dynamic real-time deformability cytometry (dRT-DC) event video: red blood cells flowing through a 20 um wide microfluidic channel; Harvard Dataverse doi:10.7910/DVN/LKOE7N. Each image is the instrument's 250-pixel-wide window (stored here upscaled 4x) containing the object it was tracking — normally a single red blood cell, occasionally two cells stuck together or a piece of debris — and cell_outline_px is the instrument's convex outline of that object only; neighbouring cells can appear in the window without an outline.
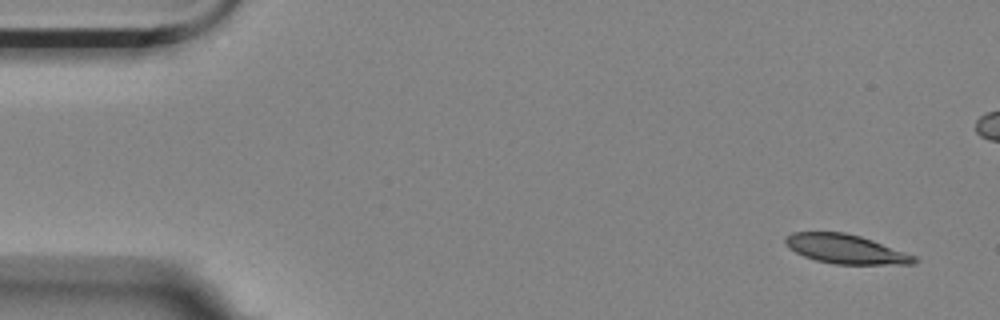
{"species": "Egyptian fruit bat (a non-hibernating species)", "species_latin": "Rousettus aegyptiacus", "temperature_condition": "room temperature", "stored_images_in_passage": 11, "segment_of_instrument_passage": [1, 2], "camera_frame_rate_fps": 3000, "um_per_image_px": 0.085, "animal": {"sex": "female"}, "frame": {"image": 1, "passage_image": 1, "time_ms": 0.0, "image_size_px": [1000, 320], "cell_outline_px": [[920, 260], [916, 264], [836, 264], [816, 260], [804, 256], [788, 248], [784, 240], [792, 232], [844, 232], [860, 236], [872, 240], [916, 256]], "centroid_in_image_um": [71.91, 21.17], "position_along_channel_um": 13.1, "area_um2": 21.79}}
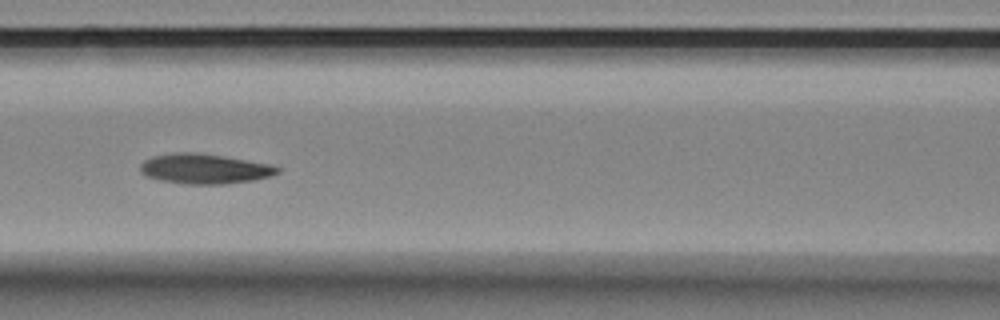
{"frame": {"image": 2, "passage_image": 7, "time_ms": 2.0, "image_size_px": [1000, 320], "cell_outline_px": [[280, 172], [268, 176], [252, 180], [224, 184], [188, 184], [160, 180], [148, 176], [140, 172], [140, 164], [144, 160], [152, 156], [172, 152], [200, 152], [224, 156], [268, 164], [280, 168]], "centroid_in_image_um": [17.33, 14.33], "position_along_channel_um": 149.3, "area_um2": 23.87}}
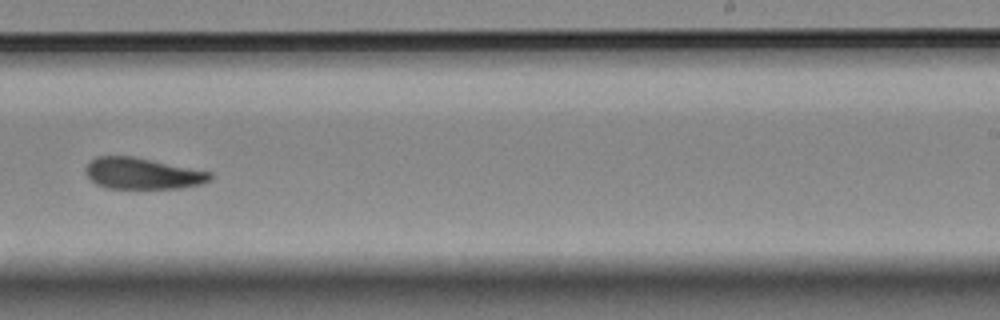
{"frame": {"image": 3, "passage_image": 10, "time_ms": 3.0, "image_size_px": [1000, 320], "cell_outline_px": [[212, 180], [200, 184], [180, 188], [108, 188], [96, 184], [88, 176], [84, 168], [88, 160], [96, 156], [136, 156], [212, 172]], "centroid_in_image_um": [12.1, 14.73], "position_along_channel_um": 276.9, "area_um2": 22.95}}